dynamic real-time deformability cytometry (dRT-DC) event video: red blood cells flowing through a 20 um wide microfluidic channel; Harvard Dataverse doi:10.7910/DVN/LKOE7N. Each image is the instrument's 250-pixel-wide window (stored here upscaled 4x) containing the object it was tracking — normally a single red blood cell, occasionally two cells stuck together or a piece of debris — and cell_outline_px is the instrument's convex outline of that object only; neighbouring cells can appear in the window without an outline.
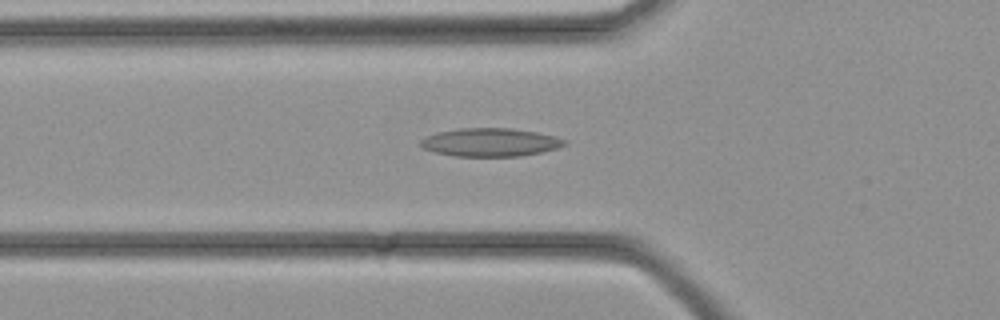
{"species": "common noctule bat (a hibernating species)", "species_latin": "Nyctalus noctula", "temperature_condition": "cold", "stored_images_in_passage": 32, "segment_of_instrument_passage": [1, 2], "camera_frame_rate_fps": 3000, "um_per_image_px": 0.085, "animal": {"sex": "female", "body_mass_g": 21.9}, "frame": {"image": 1, "passage_image": 11, "time_ms": 3.333, "image_size_px": [1000, 320], "cell_outline_px": [[568, 144], [556, 148], [540, 152], [520, 156], [456, 156], [436, 152], [424, 148], [420, 144], [420, 140], [436, 132], [460, 128], [512, 128], [536, 132], [556, 136], [568, 140]], "centroid_in_image_um": [41.71, 12.08], "position_along_channel_um": 84.1, "area_um2": 23.64}}
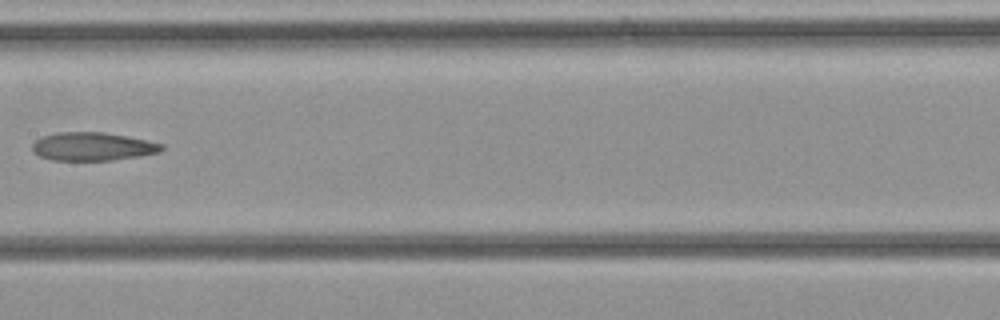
{"frame": {"image": 2, "passage_image": 17, "time_ms": 5.333, "image_size_px": [1000, 320], "cell_outline_px": [[164, 148], [160, 152], [140, 156], [112, 160], [52, 160], [40, 156], [32, 152], [32, 144], [36, 140], [44, 136], [56, 132], [104, 132], [128, 136], [164, 144]], "centroid_in_image_um": [7.88, 12.45], "position_along_channel_um": 199.5, "area_um2": 21.39}}
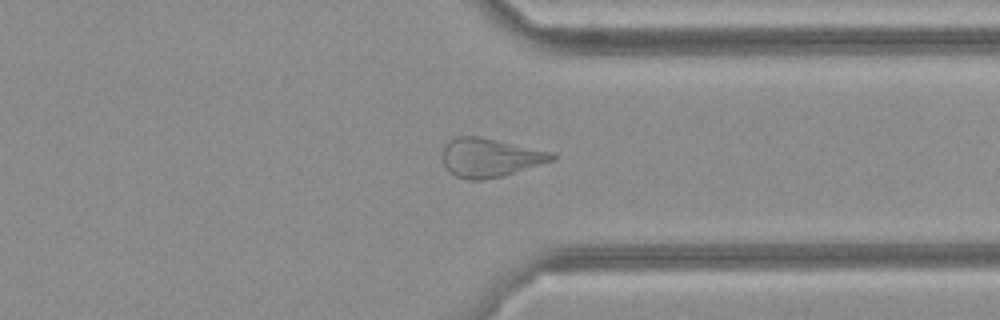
{"frame": {"image": 3, "passage_image": 26, "time_ms": 8.333, "image_size_px": [1000, 320], "cell_outline_px": [[556, 160], [504, 176], [480, 180], [468, 180], [456, 176], [444, 164], [444, 144], [448, 140], [456, 136], [480, 136], [556, 152]], "centroid_in_image_um": [41.72, 13.38], "position_along_channel_um": 369.7, "area_um2": 25.03}}